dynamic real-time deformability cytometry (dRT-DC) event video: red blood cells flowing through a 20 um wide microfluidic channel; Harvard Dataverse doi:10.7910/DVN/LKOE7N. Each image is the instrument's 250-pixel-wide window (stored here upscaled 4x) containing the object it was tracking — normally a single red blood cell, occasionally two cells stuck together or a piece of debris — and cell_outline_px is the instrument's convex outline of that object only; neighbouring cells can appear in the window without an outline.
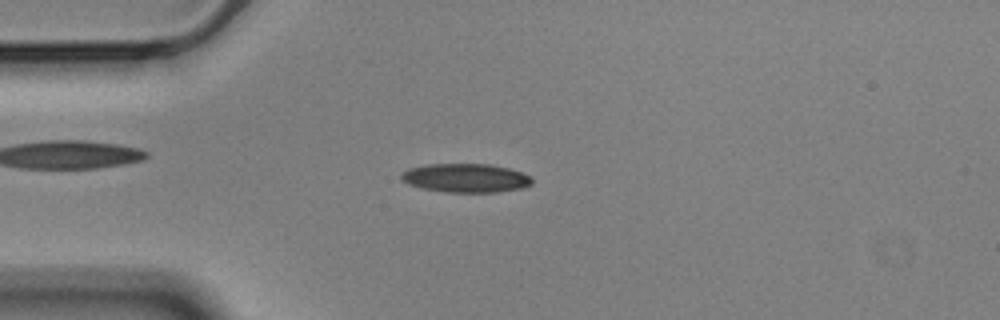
{"species": "Egyptian fruit bat (a non-hibernating species)", "species_latin": "Rousettus aegyptiacus", "temperature_condition": "cold", "stored_images_in_passage": 55, "camera_frame_rate_fps": 3000, "um_per_image_px": 0.085, "animal": {"sex": "male"}, "frame": {"image": 1, "passage_image": 13, "time_ms": 4.0, "image_size_px": [1000, 320], "cell_outline_px": [[532, 184], [520, 188], [496, 192], [448, 192], [424, 188], [408, 184], [400, 180], [400, 172], [408, 168], [424, 164], [488, 164], [508, 168], [532, 176]], "centroid_in_image_um": [39.54, 15.12], "position_along_channel_um": 45.5, "area_um2": 21.96}}
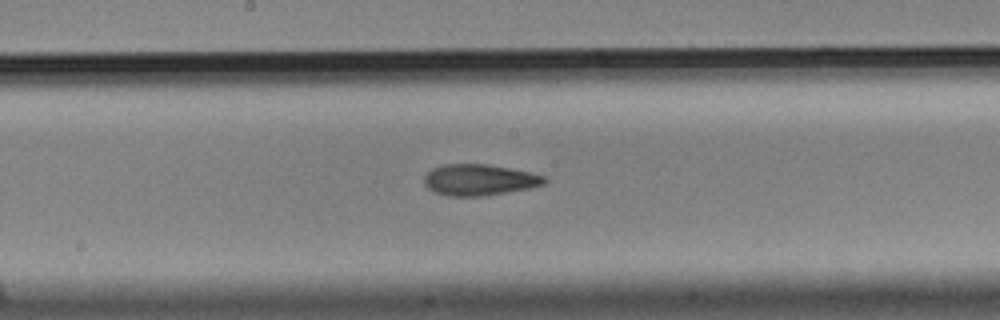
{"frame": {"image": 2, "passage_image": 28, "time_ms": 9.0, "image_size_px": [1000, 320], "cell_outline_px": [[548, 180], [544, 184], [532, 188], [484, 196], [448, 196], [432, 192], [424, 184], [424, 176], [432, 168], [444, 164], [488, 164], [528, 172], [544, 176]], "centroid_in_image_um": [40.72, 15.3], "position_along_channel_um": 207.5, "area_um2": 21.96}}
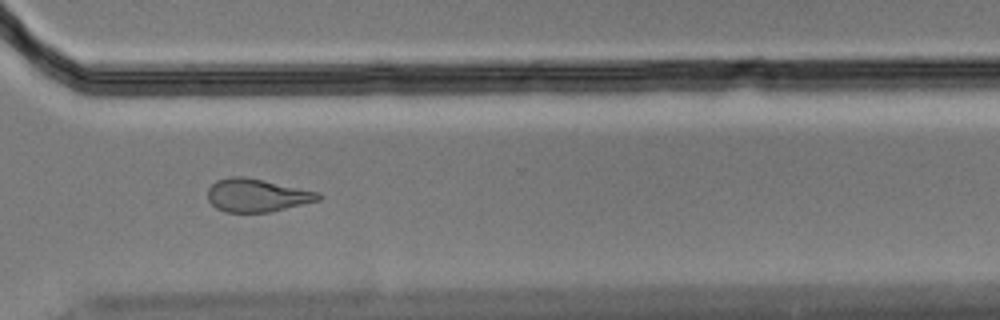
{"frame": {"image": 3, "passage_image": 40, "time_ms": 13.0, "image_size_px": [1000, 320], "cell_outline_px": [[320, 200], [268, 212], [224, 212], [216, 208], [208, 200], [208, 188], [216, 180], [228, 176], [244, 176], [264, 180], [320, 192]], "centroid_in_image_um": [21.8, 16.59], "position_along_channel_um": 348.8, "area_um2": 21.33}, "authors_computed_cell_mechanics": {"area_um2": 21.6172, "velocity_mm_per_s": 3.5392, "shape_relaxation_time_tau1_ms": 7.6531, "shape_relaxation_time_tau2_ms": 4.5104, "deformation_change_tau1": 0.2023, "deformation_change_tau2": 0.1244}}